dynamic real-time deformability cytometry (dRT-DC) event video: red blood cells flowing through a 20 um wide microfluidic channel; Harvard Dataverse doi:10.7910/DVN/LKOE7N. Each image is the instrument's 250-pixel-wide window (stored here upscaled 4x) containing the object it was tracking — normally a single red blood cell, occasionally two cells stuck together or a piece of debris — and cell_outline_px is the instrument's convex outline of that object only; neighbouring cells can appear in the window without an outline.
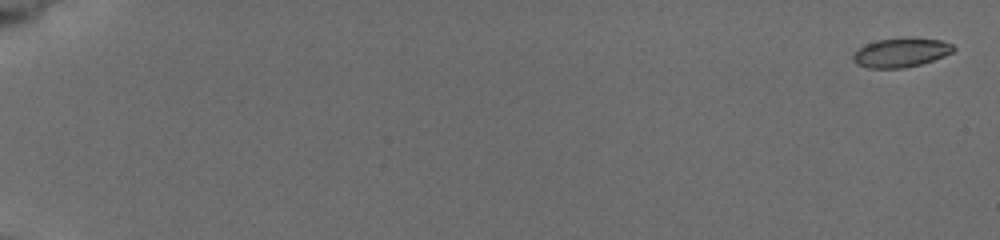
{"species": "common noctule bat (a hibernating species)", "species_latin": "Nyctalus noctula", "temperature_condition": "cold", "stored_images_in_passage": 8, "segment_of_instrument_passage": [1, 2], "camera_frame_rate_fps": 3000, "um_per_image_px": 0.085, "animal": {"sex": "female", "body_mass_g": 19.5, "forearm_length_mm": 54.1}, "frame": {"image": 1, "passage_image": 1, "time_ms": 0.0, "image_size_px": [1000, 240], "cell_outline_px": [[956, 48], [952, 52], [944, 56], [920, 64], [904, 68], [868, 68], [856, 64], [852, 60], [852, 56], [864, 44], [880, 40], [940, 40], [952, 44]], "centroid_in_image_um": [76.54, 4.52], "position_along_channel_um": 8.5, "area_um2": 16.3}}
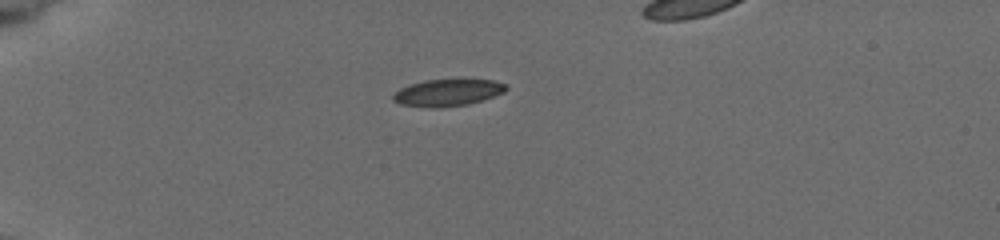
{"frame": {"image": 2, "passage_image": 5, "time_ms": 5.333, "image_size_px": [1000, 240], "cell_outline_px": [[508, 88], [504, 92], [468, 104], [440, 108], [428, 108], [400, 104], [392, 100], [392, 96], [400, 88], [408, 84], [424, 80], [492, 80], [508, 84]], "centroid_in_image_um": [38.01, 7.88], "position_along_channel_um": 47.0, "area_um2": 17.69}}
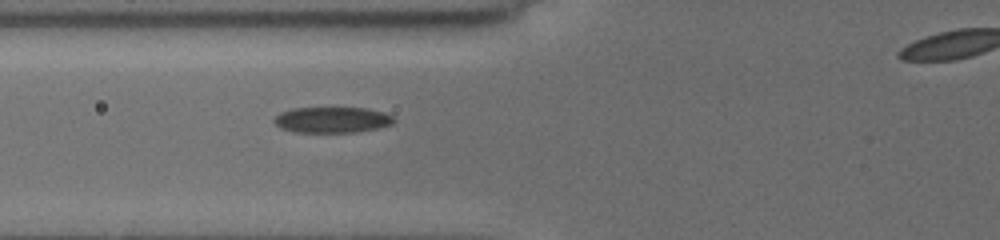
{"frame": {"image": 3, "passage_image": 7, "time_ms": 7.667, "image_size_px": [1000, 240], "cell_outline_px": [[396, 120], [392, 124], [376, 128], [356, 132], [292, 132], [280, 128], [272, 120], [280, 112], [292, 108], [368, 108], [384, 112], [392, 116]], "centroid_in_image_um": [28.21, 10.18], "position_along_channel_um": 97.6, "area_um2": 18.09}}